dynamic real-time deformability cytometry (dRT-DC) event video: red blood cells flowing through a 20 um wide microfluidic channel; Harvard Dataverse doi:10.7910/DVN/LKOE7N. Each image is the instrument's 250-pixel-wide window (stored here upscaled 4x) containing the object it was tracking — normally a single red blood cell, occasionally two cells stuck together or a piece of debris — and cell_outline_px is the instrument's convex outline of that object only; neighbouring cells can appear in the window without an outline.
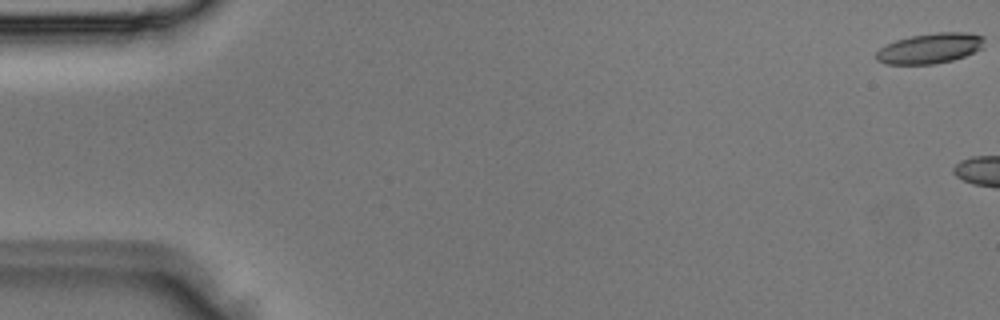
{"species": "Egyptian fruit bat (a non-hibernating species)", "species_latin": "Rousettus aegyptiacus", "temperature_condition": "room temperature", "stored_images_in_passage": 4, "camera_frame_rate_fps": 3000, "um_per_image_px": 0.085, "animal": {"sex": "male"}, "frame": {"image": 1, "passage_image": 1, "time_ms": 0.0, "image_size_px": [1000, 320], "cell_outline_px": [[984, 48], [964, 56], [952, 60], [936, 64], [884, 64], [876, 60], [876, 52], [880, 48], [896, 40], [912, 36], [936, 32], [972, 32], [984, 36]], "centroid_in_image_um": [79.09, 4.1], "position_along_channel_um": 5.9, "area_um2": 19.25}}